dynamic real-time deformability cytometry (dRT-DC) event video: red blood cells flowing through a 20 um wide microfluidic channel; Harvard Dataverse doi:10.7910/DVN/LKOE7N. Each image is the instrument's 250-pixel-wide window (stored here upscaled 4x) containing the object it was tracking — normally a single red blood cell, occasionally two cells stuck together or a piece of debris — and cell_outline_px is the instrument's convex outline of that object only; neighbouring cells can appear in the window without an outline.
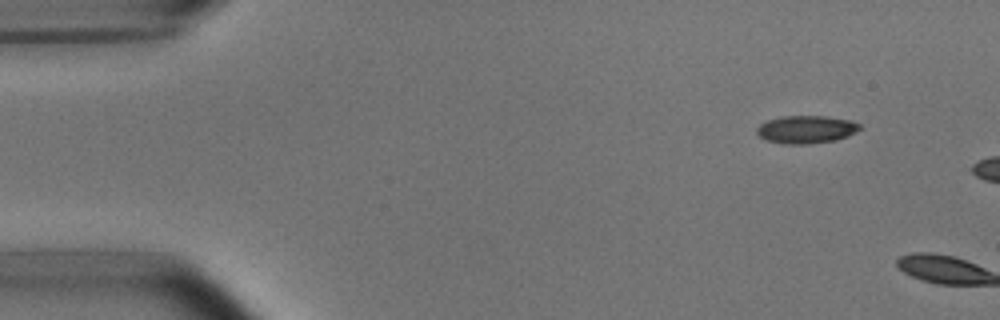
{"species": "common noctule bat (a hibernating species)", "species_latin": "Nyctalus noctula", "temperature_condition": "room temperature", "stored_images_in_passage": 6, "segment_of_instrument_passage": [2, 2], "camera_frame_rate_fps": 3000, "um_per_image_px": 0.085, "animal": {"sex": "male", "body_mass_g": 15.6}, "frame": {"image": 1, "passage_image": 6, "time_ms": 6.333, "image_size_px": [1000, 320], "cell_outline_px": [[864, 128], [848, 136], [836, 140], [808, 144], [784, 144], [764, 140], [756, 132], [756, 128], [760, 124], [768, 120], [780, 116], [828, 116], [852, 120], [860, 124]], "centroid_in_image_um": [68.55, 11.0], "position_along_channel_um": 16.4, "area_um2": 16.99}}